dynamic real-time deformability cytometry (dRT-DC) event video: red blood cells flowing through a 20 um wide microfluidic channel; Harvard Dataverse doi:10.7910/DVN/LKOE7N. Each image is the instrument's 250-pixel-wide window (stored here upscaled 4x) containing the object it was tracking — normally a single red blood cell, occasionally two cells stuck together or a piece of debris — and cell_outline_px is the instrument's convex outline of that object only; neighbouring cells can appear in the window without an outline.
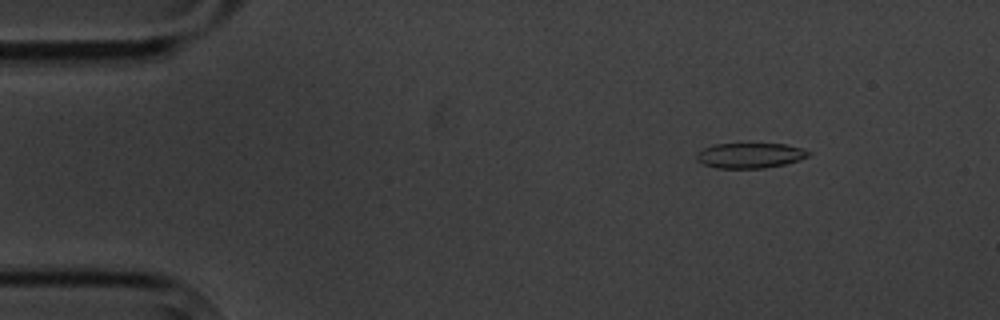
{"species": "common noctule bat (a hibernating species)", "species_latin": "Nyctalus noctula", "temperature_condition": "cold", "stored_images_in_passage": 5, "camera_frame_rate_fps": 3000, "um_per_image_px": 0.085, "animal": {"sex": "male", "body_mass_g": 20.1, "forearm_length_mm": 53.5}, "frame": {"image": 1, "passage_image": 2, "time_ms": 1.333, "image_size_px": [1000, 320], "cell_outline_px": [[812, 152], [808, 156], [800, 160], [784, 164], [764, 168], [716, 168], [704, 164], [696, 160], [696, 152], [704, 148], [716, 144], [784, 144], [800, 148]], "centroid_in_image_um": [63.73, 13.22], "position_along_channel_um": 21.3, "area_um2": 16.36}}
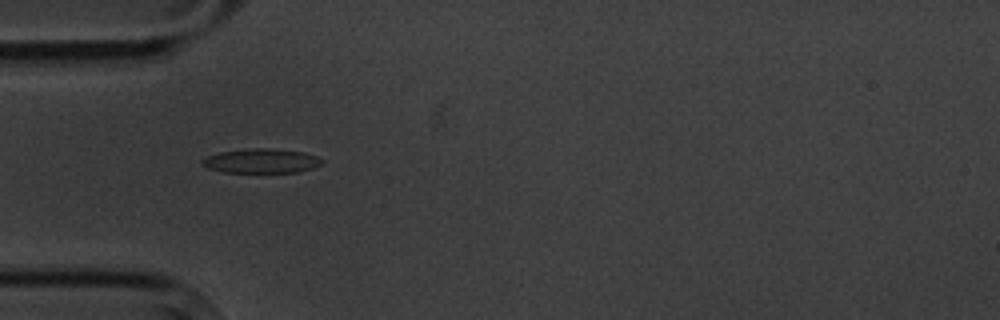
{"frame": {"image": 2, "passage_image": 5, "time_ms": 4.667, "image_size_px": [1000, 320], "cell_outline_px": [[324, 164], [312, 168], [296, 172], [224, 172], [208, 168], [200, 164], [200, 160], [208, 156], [220, 152], [244, 148], [268, 148], [304, 152], [316, 156], [324, 160]], "centroid_in_image_um": [22.21, 13.67], "position_along_channel_um": 62.8, "area_um2": 17.11}}